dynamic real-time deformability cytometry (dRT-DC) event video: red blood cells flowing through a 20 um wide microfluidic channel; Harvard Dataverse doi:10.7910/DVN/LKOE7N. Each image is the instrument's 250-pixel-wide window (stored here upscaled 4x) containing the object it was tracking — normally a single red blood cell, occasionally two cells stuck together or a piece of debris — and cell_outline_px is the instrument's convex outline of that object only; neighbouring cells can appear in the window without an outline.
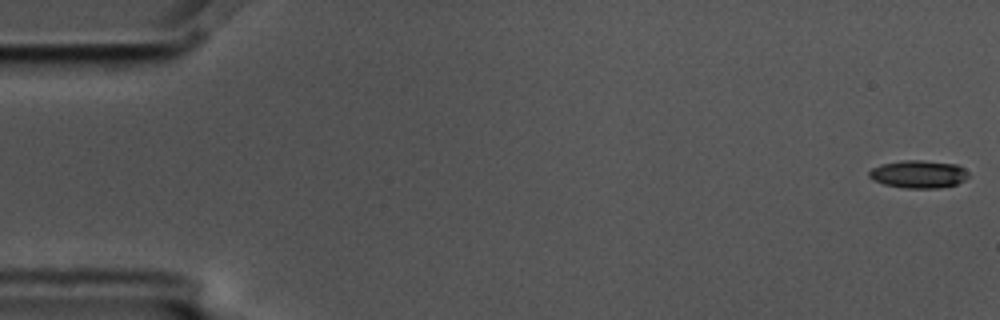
{"species": "common noctule bat (a hibernating species)", "species_latin": "Nyctalus noctula", "temperature_condition": "cold", "stored_images_in_passage": 56, "camera_frame_rate_fps": 3000, "um_per_image_px": 0.085, "animal": {"sex": "male", "body_mass_g": 17.5, "forearm_length_mm": 52.3}, "frame": {"image": 1, "passage_image": 1, "time_ms": 0.0, "image_size_px": [1000, 320], "cell_outline_px": [[968, 176], [964, 180], [956, 184], [940, 188], [904, 188], [884, 184], [872, 180], [868, 176], [868, 172], [872, 168], [880, 164], [904, 160], [920, 160], [956, 164], [964, 168], [968, 172]], "centroid_in_image_um": [78.05, 14.8], "position_along_channel_um": 7.0, "area_um2": 16.13}}
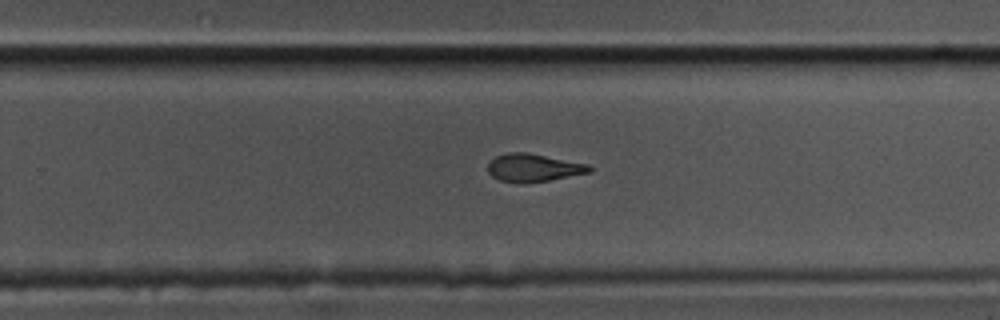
{"frame": {"image": 2, "passage_image": 36, "time_ms": 11.667, "image_size_px": [1000, 320], "cell_outline_px": [[592, 172], [548, 180], [516, 184], [500, 180], [492, 176], [488, 172], [488, 164], [496, 156], [508, 152], [528, 152], [588, 164], [592, 168]], "centroid_in_image_um": [45.33, 14.26], "position_along_channel_um": 284.5, "area_um2": 16.53}}
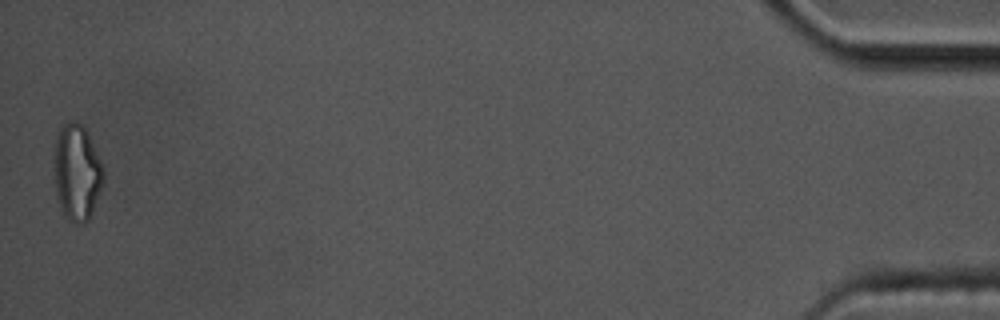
{"frame": {"image": 3, "passage_image": 56, "time_ms": 18.333, "image_size_px": [1000, 320], "cell_outline_px": [[104, 180], [92, 212], [88, 220], [84, 224], [76, 224], [68, 220], [64, 216], [56, 200], [56, 132], [64, 124], [72, 120], [76, 120], [84, 124], [104, 168]], "centroid_in_image_um": [6.56, 14.66], "position_along_channel_um": 428.6, "area_um2": 27.69}, "authors_computed_cell_mechanics": {"area_um2": 17.1377, "velocity_mm_per_s": 3.5831, "shape_relaxation_time_tau1_ms": 10.0225, "shape_relaxation_time_tau2_ms": 3.3687, "deformation_change_tau1": 0.2438, "deformation_change_tau2": 0.1246}}